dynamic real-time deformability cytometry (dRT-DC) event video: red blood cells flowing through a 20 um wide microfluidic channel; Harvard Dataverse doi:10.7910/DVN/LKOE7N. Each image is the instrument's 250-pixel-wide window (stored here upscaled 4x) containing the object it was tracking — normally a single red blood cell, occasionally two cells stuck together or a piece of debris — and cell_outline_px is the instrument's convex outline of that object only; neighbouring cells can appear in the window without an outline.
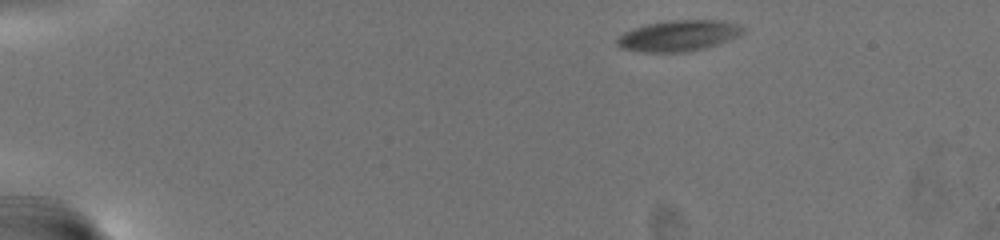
{"species": "common noctule bat (a hibernating species)", "species_latin": "Nyctalus noctula", "temperature_condition": "warm", "stored_images_in_passage": 52, "camera_frame_rate_fps": 3000, "um_per_image_px": 0.085, "animal": {"sex": "female", "body_mass_g": 19.5, "forearm_length_mm": 54.1}, "frame": {"image": 1, "passage_image": 1, "time_ms": 0.0, "image_size_px": [1000, 240], "cell_outline_px": [[736, 32], [720, 40], [696, 48], [672, 52], [660, 52], [628, 48], [620, 44], [620, 36], [628, 32], [652, 24], [684, 20], [700, 20], [724, 24], [736, 28]], "centroid_in_image_um": [57.46, 3.04], "position_along_channel_um": 27.5, "area_um2": 18.9}}
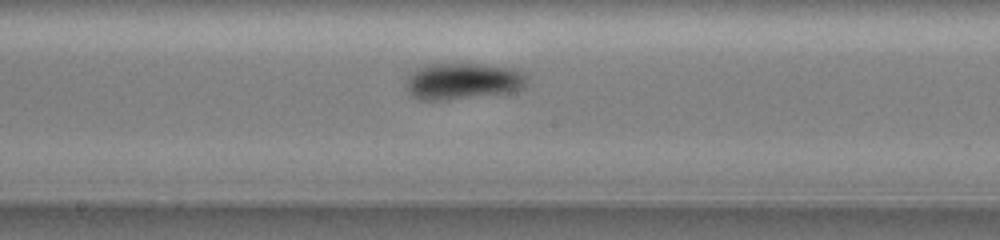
{"frame": {"image": 2, "passage_image": 29, "time_ms": 9.333, "image_size_px": [1000, 240], "cell_outline_px": [[520, 84], [516, 88], [496, 92], [456, 96], [416, 96], [412, 92], [412, 76], [416, 72], [428, 68], [496, 68], [516, 72], [520, 76]], "centroid_in_image_um": [39.34, 6.92], "position_along_channel_um": 208.9, "area_um2": 19.25}}
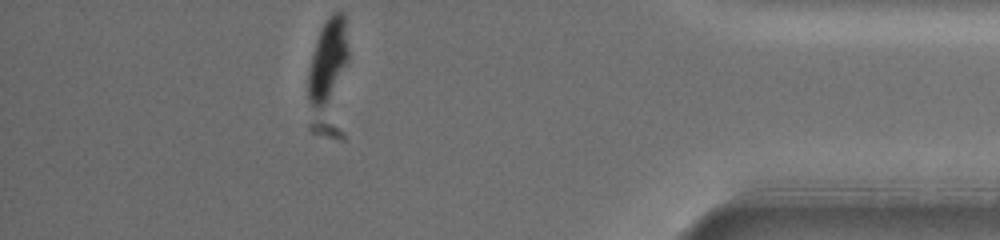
{"frame": {"image": 3, "passage_image": 52, "time_ms": 17.0, "image_size_px": [1000, 240], "cell_outline_px": [[348, 60], [324, 104], [320, 108], [316, 108], [312, 104], [308, 96], [308, 76], [312, 56], [320, 32], [328, 16], [336, 12], [340, 12], [344, 16], [348, 52]], "centroid_in_image_um": [27.86, 5.05], "position_along_channel_um": 407.3, "area_um2": 17.98}, "authors_computed_cell_mechanics": {"area_um2": 19.652, "velocity_mm_per_s": 3.0498, "shape_relaxation_time_tau1_ms": 3.5968, "shape_relaxation_time_tau2_ms": null, "deformation_change_tau1": 0.1372, "deformation_change_tau2": null}}